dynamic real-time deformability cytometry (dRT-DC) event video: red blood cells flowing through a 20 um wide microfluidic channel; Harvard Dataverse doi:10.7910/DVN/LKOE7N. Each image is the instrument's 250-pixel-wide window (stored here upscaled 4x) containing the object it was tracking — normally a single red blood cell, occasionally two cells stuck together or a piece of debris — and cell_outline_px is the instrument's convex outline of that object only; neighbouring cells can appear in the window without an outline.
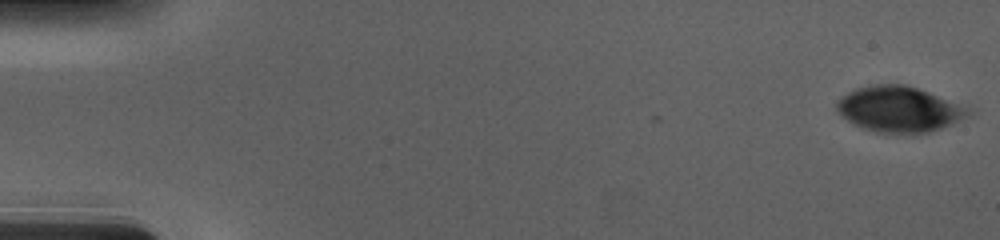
{"species": "human", "species_latin": "Homo sapiens", "temperature_condition": "cold", "stored_images_in_passage": 56, "camera_frame_rate_fps": 3000, "um_per_image_px": 0.085, "donor": {"sex": "male"}, "frame": {"image": 1, "passage_image": 1, "time_ms": 0.0, "image_size_px": [1000, 240], "cell_outline_px": [[968, 112], [964, 116], [952, 124], [928, 132], [876, 132], [852, 124], [836, 112], [836, 100], [848, 92], [856, 88], [876, 84], [904, 84], [916, 88], [968, 108]], "centroid_in_image_um": [76.3, 9.27], "position_along_channel_um": 8.7, "area_um2": 34.1}}
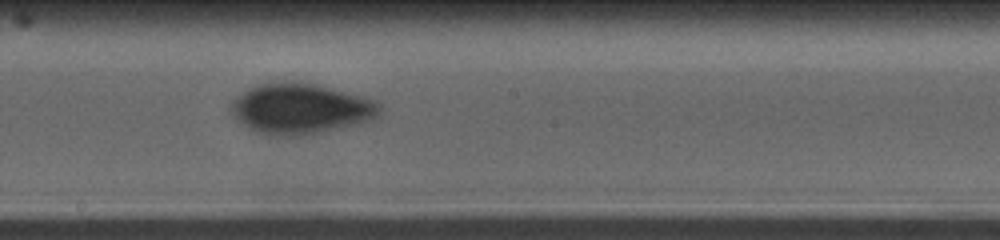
{"frame": {"image": 2, "passage_image": 32, "time_ms": 10.333, "image_size_px": [1000, 240], "cell_outline_px": [[384, 108], [380, 116], [372, 120], [360, 124], [304, 136], [268, 136], [256, 132], [248, 128], [228, 108], [232, 100], [236, 96], [248, 88], [256, 84], [288, 80], [316, 84], [332, 88], [376, 100]], "centroid_in_image_um": [25.58, 9.24], "position_along_channel_um": 222.6, "area_um2": 44.62}}
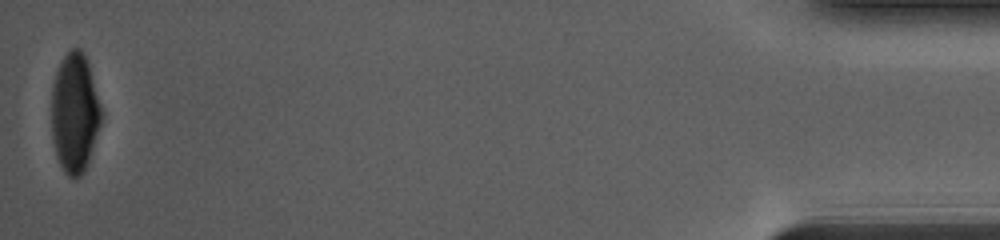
{"frame": {"image": 3, "passage_image": 56, "time_ms": 18.333, "image_size_px": [1000, 240], "cell_outline_px": [[104, 112], [84, 172], [76, 180], [68, 176], [64, 172], [56, 156], [52, 140], [52, 84], [56, 68], [60, 60], [72, 48], [80, 48], [88, 64]], "centroid_in_image_um": [6.34, 9.6], "position_along_channel_um": 428.9, "area_um2": 34.85}, "authors_computed_cell_mechanics": {"area_um2": 40.4889, "velocity_mm_per_s": 3.703, "shape_relaxation_time_tau1_ms": 3.2516, "shape_relaxation_time_tau2_ms": 0.8313, "deformation_change_tau1": 0.1242, "deformation_change_tau2": 0.0404}}